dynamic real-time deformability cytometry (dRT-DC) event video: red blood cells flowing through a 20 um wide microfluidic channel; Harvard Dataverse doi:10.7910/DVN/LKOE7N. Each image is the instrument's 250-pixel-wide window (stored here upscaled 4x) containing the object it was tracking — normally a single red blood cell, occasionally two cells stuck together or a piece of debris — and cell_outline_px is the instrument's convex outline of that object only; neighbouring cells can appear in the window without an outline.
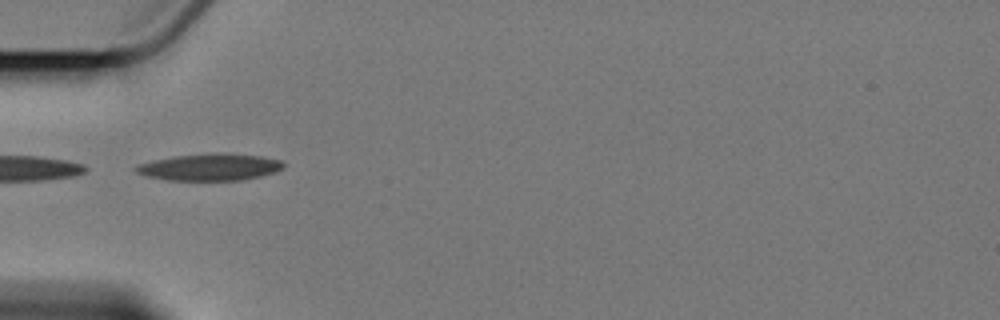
{"species": "Egyptian fruit bat (a non-hibernating species)", "species_latin": "Rousettus aegyptiacus", "temperature_condition": "cold", "stored_images_in_passage": 12, "camera_frame_rate_fps": 3000, "um_per_image_px": 0.085, "animal": {"sex": "female"}, "frame": {"image": 1, "passage_image": 3, "time_ms": 3.0, "image_size_px": [1000, 320], "cell_outline_px": [[284, 168], [276, 172], [260, 176], [240, 180], [168, 180], [148, 176], [136, 172], [132, 168], [136, 164], [176, 156], [260, 156], [280, 160], [284, 164]], "centroid_in_image_um": [17.8, 14.26], "position_along_channel_um": 67.2, "area_um2": 21.79}}
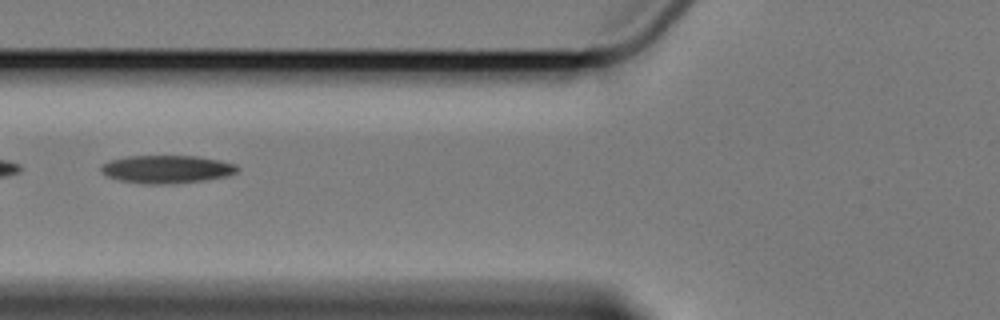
{"frame": {"image": 2, "passage_image": 4, "time_ms": 4.333, "image_size_px": [1000, 320], "cell_outline_px": [[240, 168], [236, 172], [224, 176], [204, 180], [172, 184], [148, 184], [120, 180], [108, 176], [100, 168], [100, 164], [108, 160], [128, 156], [196, 156], [220, 160], [236, 164]], "centroid_in_image_um": [14.17, 14.37], "position_along_channel_um": 111.6, "area_um2": 22.14}}
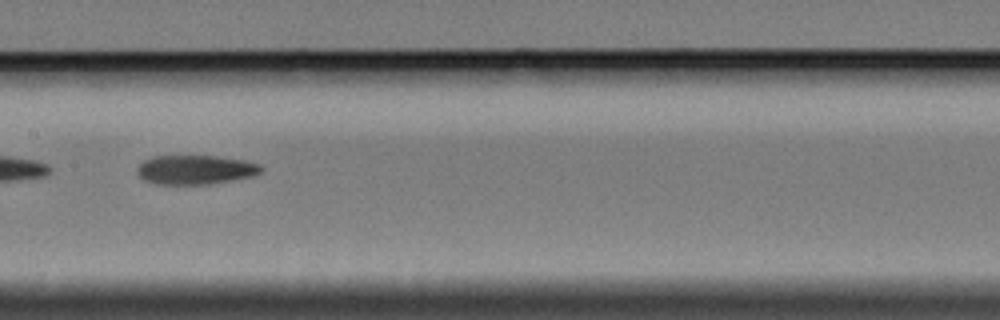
{"frame": {"image": 3, "passage_image": 6, "time_ms": 6.667, "image_size_px": [1000, 320], "cell_outline_px": [[264, 168], [260, 172], [252, 176], [212, 184], [156, 184], [144, 180], [136, 172], [136, 168], [144, 160], [152, 156], [216, 156], [244, 160], [260, 164]], "centroid_in_image_um": [16.6, 14.42], "position_along_channel_um": 190.8, "area_um2": 21.15}, "authors_computed_cell_mechanics": {"area_um2": 21.4149, "velocity_mm_per_s": 3.3747, "shape_relaxation_time_tau1_ms": null, "shape_relaxation_time_tau2_ms": 4.0262, "deformation_change_tau1": null, "deformation_change_tau2": 0.1004}}